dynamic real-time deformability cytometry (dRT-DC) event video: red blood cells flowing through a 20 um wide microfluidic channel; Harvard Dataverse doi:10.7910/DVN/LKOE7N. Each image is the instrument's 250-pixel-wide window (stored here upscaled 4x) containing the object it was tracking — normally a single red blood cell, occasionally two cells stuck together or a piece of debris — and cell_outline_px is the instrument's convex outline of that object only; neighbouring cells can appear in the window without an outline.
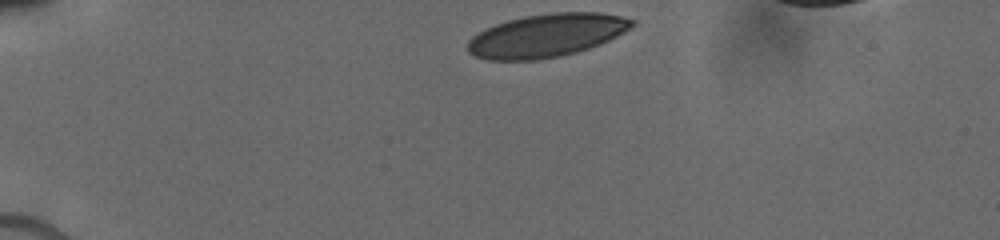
{"species": "human", "species_latin": "Homo sapiens", "temperature_condition": "cold", "stored_images_in_passage": 31, "camera_frame_rate_fps": 3000, "um_per_image_px": 0.085, "donor": {"sex": "male"}, "frame": {"image": 1, "passage_image": 1, "time_ms": 0.0, "image_size_px": [1000, 240], "cell_outline_px": [[636, 24], [632, 28], [600, 44], [576, 52], [560, 56], [536, 60], [488, 60], [476, 56], [468, 52], [468, 40], [472, 36], [484, 28], [508, 20], [524, 16], [552, 12], [600, 12], [620, 16], [636, 20]], "centroid_in_image_um": [46.46, 3.0], "position_along_channel_um": 38.5, "area_um2": 41.44}}
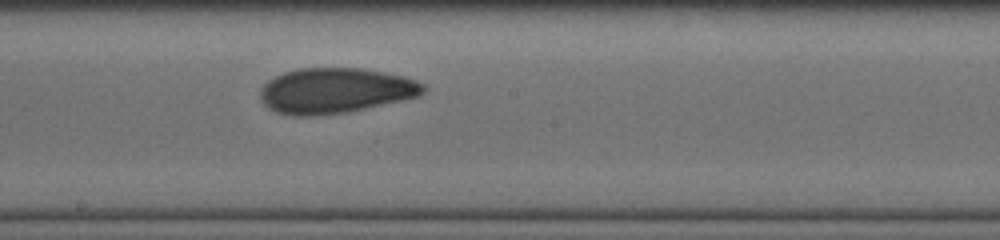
{"frame": {"image": 2, "passage_image": 18, "time_ms": 6.0, "image_size_px": [1000, 240], "cell_outline_px": [[428, 88], [420, 96], [348, 112], [316, 116], [292, 116], [276, 112], [268, 108], [260, 100], [260, 88], [268, 80], [284, 72], [300, 68], [360, 68], [384, 72], [404, 76], [416, 80], [424, 84]], "centroid_in_image_um": [28.5, 7.71], "position_along_channel_um": 219.7, "area_um2": 43.41}}
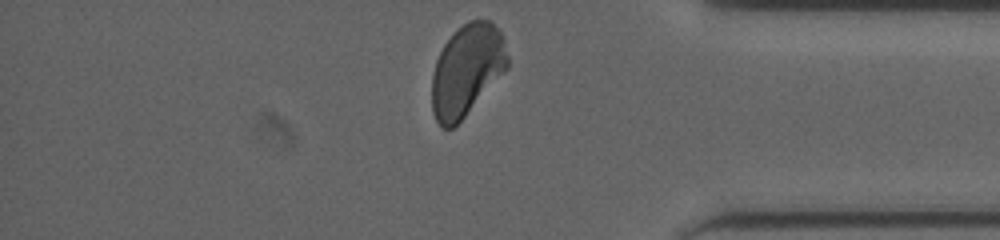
{"frame": {"image": 3, "passage_image": 31, "time_ms": 10.667, "image_size_px": [1000, 240], "cell_outline_px": [[508, 68], [464, 116], [452, 128], [444, 128], [436, 120], [432, 112], [432, 76], [436, 60], [444, 44], [468, 20], [488, 20], [500, 32], [504, 40], [508, 56]], "centroid_in_image_um": [39.68, 5.97], "position_along_channel_um": 395.5, "area_um2": 39.65}}